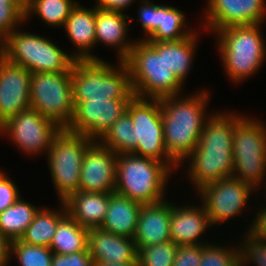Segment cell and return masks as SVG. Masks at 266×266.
I'll use <instances>...</instances> for the list:
<instances>
[{"instance_id": "obj_18", "label": "cell", "mask_w": 266, "mask_h": 266, "mask_svg": "<svg viewBox=\"0 0 266 266\" xmlns=\"http://www.w3.org/2000/svg\"><path fill=\"white\" fill-rule=\"evenodd\" d=\"M171 203L166 199L142 205L139 215L134 242L137 250L170 240Z\"/></svg>"}, {"instance_id": "obj_26", "label": "cell", "mask_w": 266, "mask_h": 266, "mask_svg": "<svg viewBox=\"0 0 266 266\" xmlns=\"http://www.w3.org/2000/svg\"><path fill=\"white\" fill-rule=\"evenodd\" d=\"M50 250L54 254H72L88 250V229L81 227L68 213L59 221Z\"/></svg>"}, {"instance_id": "obj_19", "label": "cell", "mask_w": 266, "mask_h": 266, "mask_svg": "<svg viewBox=\"0 0 266 266\" xmlns=\"http://www.w3.org/2000/svg\"><path fill=\"white\" fill-rule=\"evenodd\" d=\"M208 226L212 224L203 205L181 207L171 203L170 240L177 246L206 244L199 240Z\"/></svg>"}, {"instance_id": "obj_38", "label": "cell", "mask_w": 266, "mask_h": 266, "mask_svg": "<svg viewBox=\"0 0 266 266\" xmlns=\"http://www.w3.org/2000/svg\"><path fill=\"white\" fill-rule=\"evenodd\" d=\"M204 244L179 245L173 266H199Z\"/></svg>"}, {"instance_id": "obj_33", "label": "cell", "mask_w": 266, "mask_h": 266, "mask_svg": "<svg viewBox=\"0 0 266 266\" xmlns=\"http://www.w3.org/2000/svg\"><path fill=\"white\" fill-rule=\"evenodd\" d=\"M178 246L171 240L138 249L140 266H173Z\"/></svg>"}, {"instance_id": "obj_36", "label": "cell", "mask_w": 266, "mask_h": 266, "mask_svg": "<svg viewBox=\"0 0 266 266\" xmlns=\"http://www.w3.org/2000/svg\"><path fill=\"white\" fill-rule=\"evenodd\" d=\"M245 237L239 247V261L242 265L249 263L255 266H266V240L260 239L253 235L248 229Z\"/></svg>"}, {"instance_id": "obj_17", "label": "cell", "mask_w": 266, "mask_h": 266, "mask_svg": "<svg viewBox=\"0 0 266 266\" xmlns=\"http://www.w3.org/2000/svg\"><path fill=\"white\" fill-rule=\"evenodd\" d=\"M31 73L0 57V127L30 108Z\"/></svg>"}, {"instance_id": "obj_32", "label": "cell", "mask_w": 266, "mask_h": 266, "mask_svg": "<svg viewBox=\"0 0 266 266\" xmlns=\"http://www.w3.org/2000/svg\"><path fill=\"white\" fill-rule=\"evenodd\" d=\"M13 254L21 266H51L54 255L48 247L29 245L21 240L10 242V258Z\"/></svg>"}, {"instance_id": "obj_25", "label": "cell", "mask_w": 266, "mask_h": 266, "mask_svg": "<svg viewBox=\"0 0 266 266\" xmlns=\"http://www.w3.org/2000/svg\"><path fill=\"white\" fill-rule=\"evenodd\" d=\"M62 210L40 208L32 223L20 238L26 244L50 248L59 221L67 214L64 202H60Z\"/></svg>"}, {"instance_id": "obj_27", "label": "cell", "mask_w": 266, "mask_h": 266, "mask_svg": "<svg viewBox=\"0 0 266 266\" xmlns=\"http://www.w3.org/2000/svg\"><path fill=\"white\" fill-rule=\"evenodd\" d=\"M39 209L19 197L12 206L0 213V235L9 242L20 240Z\"/></svg>"}, {"instance_id": "obj_20", "label": "cell", "mask_w": 266, "mask_h": 266, "mask_svg": "<svg viewBox=\"0 0 266 266\" xmlns=\"http://www.w3.org/2000/svg\"><path fill=\"white\" fill-rule=\"evenodd\" d=\"M88 250L93 262L127 263L138 256L134 239L100 228L88 229Z\"/></svg>"}, {"instance_id": "obj_44", "label": "cell", "mask_w": 266, "mask_h": 266, "mask_svg": "<svg viewBox=\"0 0 266 266\" xmlns=\"http://www.w3.org/2000/svg\"><path fill=\"white\" fill-rule=\"evenodd\" d=\"M94 266H140L138 258L135 261L127 263H117V262H96Z\"/></svg>"}, {"instance_id": "obj_15", "label": "cell", "mask_w": 266, "mask_h": 266, "mask_svg": "<svg viewBox=\"0 0 266 266\" xmlns=\"http://www.w3.org/2000/svg\"><path fill=\"white\" fill-rule=\"evenodd\" d=\"M205 28L216 32L230 26L263 23L266 17L265 0H207Z\"/></svg>"}, {"instance_id": "obj_11", "label": "cell", "mask_w": 266, "mask_h": 266, "mask_svg": "<svg viewBox=\"0 0 266 266\" xmlns=\"http://www.w3.org/2000/svg\"><path fill=\"white\" fill-rule=\"evenodd\" d=\"M30 108L65 129L74 113L71 72L32 73Z\"/></svg>"}, {"instance_id": "obj_29", "label": "cell", "mask_w": 266, "mask_h": 266, "mask_svg": "<svg viewBox=\"0 0 266 266\" xmlns=\"http://www.w3.org/2000/svg\"><path fill=\"white\" fill-rule=\"evenodd\" d=\"M185 17L183 11L177 7L159 5L158 28L146 41H178L189 37L194 31H192L193 29L186 31Z\"/></svg>"}, {"instance_id": "obj_13", "label": "cell", "mask_w": 266, "mask_h": 266, "mask_svg": "<svg viewBox=\"0 0 266 266\" xmlns=\"http://www.w3.org/2000/svg\"><path fill=\"white\" fill-rule=\"evenodd\" d=\"M255 189L234 177L206 184L197 192L212 226L239 215ZM252 192V193H251ZM202 197V198H201Z\"/></svg>"}, {"instance_id": "obj_34", "label": "cell", "mask_w": 266, "mask_h": 266, "mask_svg": "<svg viewBox=\"0 0 266 266\" xmlns=\"http://www.w3.org/2000/svg\"><path fill=\"white\" fill-rule=\"evenodd\" d=\"M25 0H0V36L4 39L25 21Z\"/></svg>"}, {"instance_id": "obj_42", "label": "cell", "mask_w": 266, "mask_h": 266, "mask_svg": "<svg viewBox=\"0 0 266 266\" xmlns=\"http://www.w3.org/2000/svg\"><path fill=\"white\" fill-rule=\"evenodd\" d=\"M96 8L104 11L121 12L127 9L134 0H96ZM136 1V0H135Z\"/></svg>"}, {"instance_id": "obj_30", "label": "cell", "mask_w": 266, "mask_h": 266, "mask_svg": "<svg viewBox=\"0 0 266 266\" xmlns=\"http://www.w3.org/2000/svg\"><path fill=\"white\" fill-rule=\"evenodd\" d=\"M77 3L76 0H25V21L35 14L48 26L62 27Z\"/></svg>"}, {"instance_id": "obj_9", "label": "cell", "mask_w": 266, "mask_h": 266, "mask_svg": "<svg viewBox=\"0 0 266 266\" xmlns=\"http://www.w3.org/2000/svg\"><path fill=\"white\" fill-rule=\"evenodd\" d=\"M94 140L62 129L48 150V165L59 202L78 192L82 160Z\"/></svg>"}, {"instance_id": "obj_40", "label": "cell", "mask_w": 266, "mask_h": 266, "mask_svg": "<svg viewBox=\"0 0 266 266\" xmlns=\"http://www.w3.org/2000/svg\"><path fill=\"white\" fill-rule=\"evenodd\" d=\"M51 266H94L89 251H80L72 254H54Z\"/></svg>"}, {"instance_id": "obj_8", "label": "cell", "mask_w": 266, "mask_h": 266, "mask_svg": "<svg viewBox=\"0 0 266 266\" xmlns=\"http://www.w3.org/2000/svg\"><path fill=\"white\" fill-rule=\"evenodd\" d=\"M233 177L260 187L266 175V125L256 118L235 113Z\"/></svg>"}, {"instance_id": "obj_16", "label": "cell", "mask_w": 266, "mask_h": 266, "mask_svg": "<svg viewBox=\"0 0 266 266\" xmlns=\"http://www.w3.org/2000/svg\"><path fill=\"white\" fill-rule=\"evenodd\" d=\"M117 154L94 140L82 160L79 191L115 193Z\"/></svg>"}, {"instance_id": "obj_7", "label": "cell", "mask_w": 266, "mask_h": 266, "mask_svg": "<svg viewBox=\"0 0 266 266\" xmlns=\"http://www.w3.org/2000/svg\"><path fill=\"white\" fill-rule=\"evenodd\" d=\"M3 57L31 74L71 72L76 61L47 37L17 29L4 38Z\"/></svg>"}, {"instance_id": "obj_23", "label": "cell", "mask_w": 266, "mask_h": 266, "mask_svg": "<svg viewBox=\"0 0 266 266\" xmlns=\"http://www.w3.org/2000/svg\"><path fill=\"white\" fill-rule=\"evenodd\" d=\"M110 193L78 191L65 201L67 213L86 229L99 228L106 216Z\"/></svg>"}, {"instance_id": "obj_14", "label": "cell", "mask_w": 266, "mask_h": 266, "mask_svg": "<svg viewBox=\"0 0 266 266\" xmlns=\"http://www.w3.org/2000/svg\"><path fill=\"white\" fill-rule=\"evenodd\" d=\"M130 100L81 101L74 103V113L66 131L100 140L126 111ZM99 138V139H98Z\"/></svg>"}, {"instance_id": "obj_22", "label": "cell", "mask_w": 266, "mask_h": 266, "mask_svg": "<svg viewBox=\"0 0 266 266\" xmlns=\"http://www.w3.org/2000/svg\"><path fill=\"white\" fill-rule=\"evenodd\" d=\"M130 16L125 13L104 11L95 7V37L105 46L115 47L117 60L123 61L130 53L136 40L125 41L128 37V20Z\"/></svg>"}, {"instance_id": "obj_46", "label": "cell", "mask_w": 266, "mask_h": 266, "mask_svg": "<svg viewBox=\"0 0 266 266\" xmlns=\"http://www.w3.org/2000/svg\"><path fill=\"white\" fill-rule=\"evenodd\" d=\"M236 266H244V265H242V263L239 261V262L236 264Z\"/></svg>"}, {"instance_id": "obj_43", "label": "cell", "mask_w": 266, "mask_h": 266, "mask_svg": "<svg viewBox=\"0 0 266 266\" xmlns=\"http://www.w3.org/2000/svg\"><path fill=\"white\" fill-rule=\"evenodd\" d=\"M10 262V242L0 235V266H7Z\"/></svg>"}, {"instance_id": "obj_5", "label": "cell", "mask_w": 266, "mask_h": 266, "mask_svg": "<svg viewBox=\"0 0 266 266\" xmlns=\"http://www.w3.org/2000/svg\"><path fill=\"white\" fill-rule=\"evenodd\" d=\"M172 172L164 162L153 158L118 154L115 193L142 205L161 202Z\"/></svg>"}, {"instance_id": "obj_41", "label": "cell", "mask_w": 266, "mask_h": 266, "mask_svg": "<svg viewBox=\"0 0 266 266\" xmlns=\"http://www.w3.org/2000/svg\"><path fill=\"white\" fill-rule=\"evenodd\" d=\"M256 215L249 226V231L256 237L266 240V206H263Z\"/></svg>"}, {"instance_id": "obj_2", "label": "cell", "mask_w": 266, "mask_h": 266, "mask_svg": "<svg viewBox=\"0 0 266 266\" xmlns=\"http://www.w3.org/2000/svg\"><path fill=\"white\" fill-rule=\"evenodd\" d=\"M207 91H197L185 98L173 95L160 99L165 147L178 165L196 149L210 117L205 116L210 95Z\"/></svg>"}, {"instance_id": "obj_21", "label": "cell", "mask_w": 266, "mask_h": 266, "mask_svg": "<svg viewBox=\"0 0 266 266\" xmlns=\"http://www.w3.org/2000/svg\"><path fill=\"white\" fill-rule=\"evenodd\" d=\"M77 5L71 10L64 28L76 50L71 55L76 60L100 59L93 55L92 47L96 45L95 37V7L85 8ZM74 53V54H73Z\"/></svg>"}, {"instance_id": "obj_37", "label": "cell", "mask_w": 266, "mask_h": 266, "mask_svg": "<svg viewBox=\"0 0 266 266\" xmlns=\"http://www.w3.org/2000/svg\"><path fill=\"white\" fill-rule=\"evenodd\" d=\"M142 4L138 10V16L142 28L146 32L145 38L142 40H146L157 28H158V19H159V5L154 4L149 0H140Z\"/></svg>"}, {"instance_id": "obj_35", "label": "cell", "mask_w": 266, "mask_h": 266, "mask_svg": "<svg viewBox=\"0 0 266 266\" xmlns=\"http://www.w3.org/2000/svg\"><path fill=\"white\" fill-rule=\"evenodd\" d=\"M219 246L204 244L199 266H236L239 262V247Z\"/></svg>"}, {"instance_id": "obj_1", "label": "cell", "mask_w": 266, "mask_h": 266, "mask_svg": "<svg viewBox=\"0 0 266 266\" xmlns=\"http://www.w3.org/2000/svg\"><path fill=\"white\" fill-rule=\"evenodd\" d=\"M234 129L233 112L211 113L207 119L198 146L187 157L190 161L187 173L197 191L211 182L233 177Z\"/></svg>"}, {"instance_id": "obj_24", "label": "cell", "mask_w": 266, "mask_h": 266, "mask_svg": "<svg viewBox=\"0 0 266 266\" xmlns=\"http://www.w3.org/2000/svg\"><path fill=\"white\" fill-rule=\"evenodd\" d=\"M142 204L117 193H110L105 219L100 229L133 239Z\"/></svg>"}, {"instance_id": "obj_28", "label": "cell", "mask_w": 266, "mask_h": 266, "mask_svg": "<svg viewBox=\"0 0 266 266\" xmlns=\"http://www.w3.org/2000/svg\"><path fill=\"white\" fill-rule=\"evenodd\" d=\"M198 32L178 41H165V62L176 77L184 84L197 49Z\"/></svg>"}, {"instance_id": "obj_10", "label": "cell", "mask_w": 266, "mask_h": 266, "mask_svg": "<svg viewBox=\"0 0 266 266\" xmlns=\"http://www.w3.org/2000/svg\"><path fill=\"white\" fill-rule=\"evenodd\" d=\"M126 112L131 116L136 140L132 154L164 162L175 172L179 165L169 156L165 147L160 99L134 96Z\"/></svg>"}, {"instance_id": "obj_6", "label": "cell", "mask_w": 266, "mask_h": 266, "mask_svg": "<svg viewBox=\"0 0 266 266\" xmlns=\"http://www.w3.org/2000/svg\"><path fill=\"white\" fill-rule=\"evenodd\" d=\"M260 26H230L214 34L218 38V51L226 75L235 83L254 75L266 59L265 40Z\"/></svg>"}, {"instance_id": "obj_31", "label": "cell", "mask_w": 266, "mask_h": 266, "mask_svg": "<svg viewBox=\"0 0 266 266\" xmlns=\"http://www.w3.org/2000/svg\"><path fill=\"white\" fill-rule=\"evenodd\" d=\"M131 116L125 111L100 139L101 143L118 154L132 153L136 148Z\"/></svg>"}, {"instance_id": "obj_3", "label": "cell", "mask_w": 266, "mask_h": 266, "mask_svg": "<svg viewBox=\"0 0 266 266\" xmlns=\"http://www.w3.org/2000/svg\"><path fill=\"white\" fill-rule=\"evenodd\" d=\"M123 61L130 73L134 96L161 99L182 93L184 84L165 62V41L137 40Z\"/></svg>"}, {"instance_id": "obj_4", "label": "cell", "mask_w": 266, "mask_h": 266, "mask_svg": "<svg viewBox=\"0 0 266 266\" xmlns=\"http://www.w3.org/2000/svg\"><path fill=\"white\" fill-rule=\"evenodd\" d=\"M111 65L101 59L76 60L71 69L73 102L131 100L134 97L124 61Z\"/></svg>"}, {"instance_id": "obj_12", "label": "cell", "mask_w": 266, "mask_h": 266, "mask_svg": "<svg viewBox=\"0 0 266 266\" xmlns=\"http://www.w3.org/2000/svg\"><path fill=\"white\" fill-rule=\"evenodd\" d=\"M62 128L52 119L34 109H27L9 119L0 127V133L12 139L25 154L48 153L53 139Z\"/></svg>"}, {"instance_id": "obj_45", "label": "cell", "mask_w": 266, "mask_h": 266, "mask_svg": "<svg viewBox=\"0 0 266 266\" xmlns=\"http://www.w3.org/2000/svg\"><path fill=\"white\" fill-rule=\"evenodd\" d=\"M3 38L0 36V57L3 56Z\"/></svg>"}, {"instance_id": "obj_39", "label": "cell", "mask_w": 266, "mask_h": 266, "mask_svg": "<svg viewBox=\"0 0 266 266\" xmlns=\"http://www.w3.org/2000/svg\"><path fill=\"white\" fill-rule=\"evenodd\" d=\"M0 170V213L12 206L21 196L15 182Z\"/></svg>"}]
</instances>
